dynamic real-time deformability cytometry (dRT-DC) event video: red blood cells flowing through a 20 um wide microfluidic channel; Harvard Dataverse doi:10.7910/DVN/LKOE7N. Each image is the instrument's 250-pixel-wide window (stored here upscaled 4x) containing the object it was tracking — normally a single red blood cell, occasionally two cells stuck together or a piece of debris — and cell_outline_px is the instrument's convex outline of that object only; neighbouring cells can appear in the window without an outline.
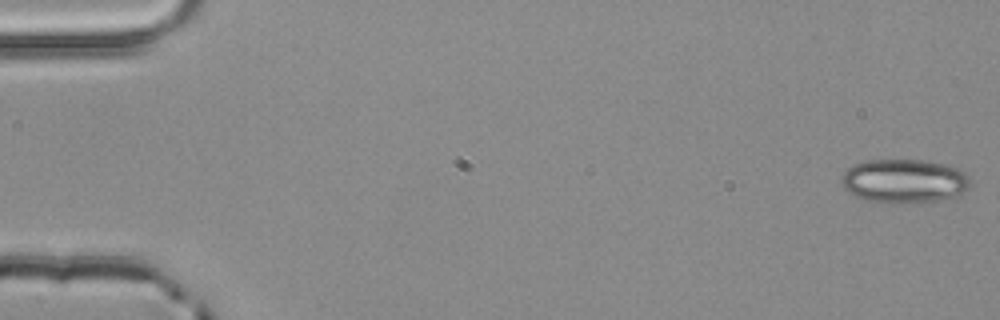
{"species": "common noctule bat (a hibernating species)", "species_latin": "Nyctalus noctula", "temperature_condition": "room temperature", "stored_images_in_passage": 4, "camera_frame_rate_fps": 3000, "um_per_image_px": 0.085, "animal": {"sex": "male", "body_mass_g": 20.4}, "frame": {"image": 1, "passage_image": 1, "time_ms": 0.0, "image_size_px": [1000, 320], "cell_outline_px": [[972, 184], [964, 192], [956, 196], [936, 200], [900, 204], [888, 204], [864, 200], [848, 192], [844, 188], [844, 172], [852, 164], [868, 160], [928, 160], [944, 164], [956, 168], [964, 172], [972, 180]], "centroid_in_image_um": [76.88, 15.4], "position_along_channel_um": 8.1, "area_um2": 33.18}}